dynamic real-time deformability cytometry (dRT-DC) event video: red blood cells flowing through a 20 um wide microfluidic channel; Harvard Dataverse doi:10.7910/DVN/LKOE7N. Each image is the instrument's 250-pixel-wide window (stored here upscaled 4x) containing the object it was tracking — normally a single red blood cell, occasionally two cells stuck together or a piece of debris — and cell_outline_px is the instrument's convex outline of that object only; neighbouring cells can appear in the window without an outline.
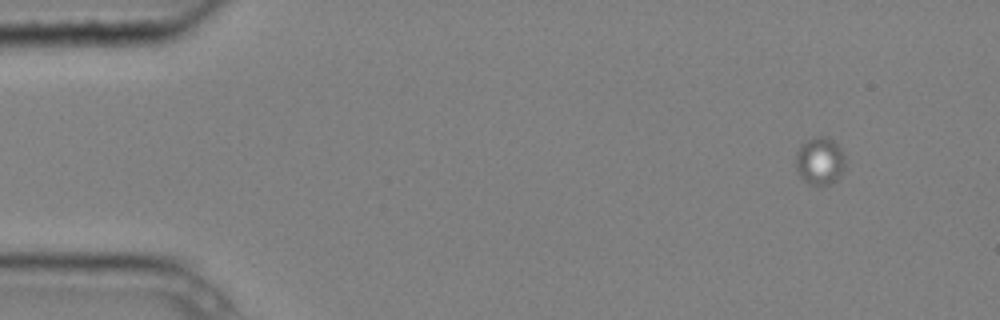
{"species": "common noctule bat (a hibernating species)", "species_latin": "Nyctalus noctula", "temperature_condition": "cold", "stored_images_in_passage": 3, "camera_frame_rate_fps": 3000, "um_per_image_px": 0.085, "animal": {"sex": "male", "body_mass_g": 20.4}, "frame": {"image": 1, "passage_image": 1, "time_ms": 0.0, "image_size_px": [1000, 320], "cell_outline_px": [[844, 168], [840, 176], [836, 180], [828, 184], [808, 184], [800, 176], [796, 168], [796, 152], [800, 144], [812, 136], [824, 136], [832, 140], [840, 148], [844, 156]], "centroid_in_image_um": [69.66, 13.66], "position_along_channel_um": 15.3, "area_um2": 13.7}}